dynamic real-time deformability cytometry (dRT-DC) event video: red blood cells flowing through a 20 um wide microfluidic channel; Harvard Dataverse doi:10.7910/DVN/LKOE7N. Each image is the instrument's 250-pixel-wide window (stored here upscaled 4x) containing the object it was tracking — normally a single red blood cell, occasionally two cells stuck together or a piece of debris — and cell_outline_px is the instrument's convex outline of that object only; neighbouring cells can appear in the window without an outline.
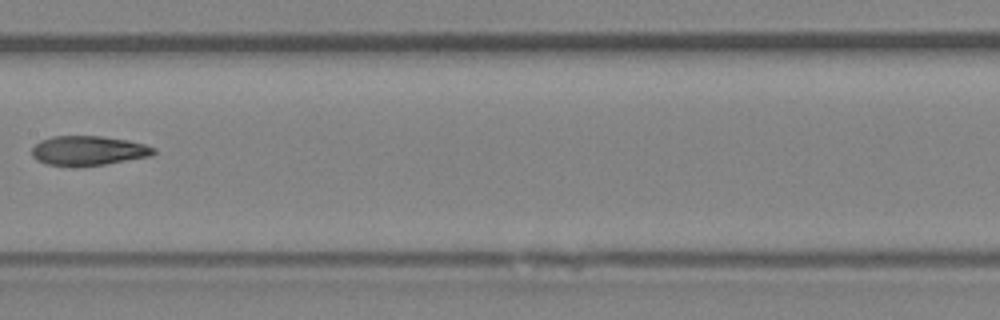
{"species": "Egyptian fruit bat (a non-hibernating species)", "species_latin": "Rousettus aegyptiacus", "temperature_condition": "room temperature", "stored_images_in_passage": 8, "camera_frame_rate_fps": 3000, "um_per_image_px": 0.085, "animal": {"sex": "female"}, "frame": {"image": 1, "passage_image": 7, "time_ms": 7.0, "image_size_px": [1000, 320], "cell_outline_px": [[156, 152], [152, 156], [104, 164], [48, 164], [36, 160], [32, 156], [32, 148], [40, 140], [52, 136], [104, 136], [128, 140], [144, 144], [156, 148]], "centroid_in_image_um": [7.54, 12.77], "position_along_channel_um": 199.9, "area_um2": 20.52}}